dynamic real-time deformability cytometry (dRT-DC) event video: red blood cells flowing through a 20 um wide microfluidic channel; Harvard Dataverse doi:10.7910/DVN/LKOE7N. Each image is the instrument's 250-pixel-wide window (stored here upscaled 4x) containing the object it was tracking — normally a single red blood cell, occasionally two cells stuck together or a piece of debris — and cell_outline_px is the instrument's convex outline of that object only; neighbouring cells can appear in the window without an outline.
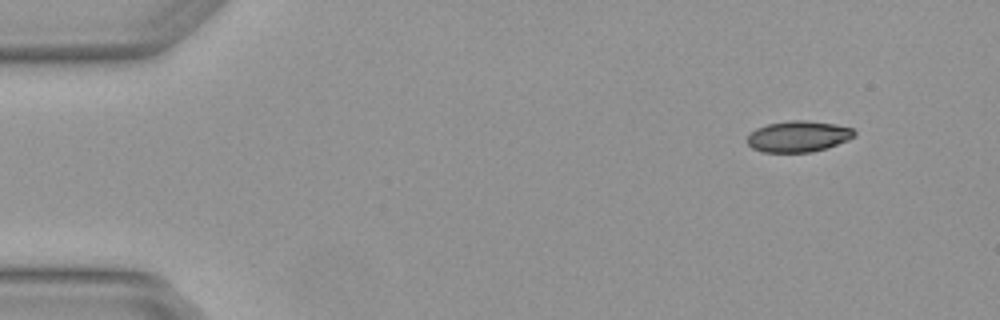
{"species": "Egyptian fruit bat (a non-hibernating species)", "species_latin": "Rousettus aegyptiacus", "temperature_condition": "warm", "stored_images_in_passage": 2, "camera_frame_rate_fps": 3000, "um_per_image_px": 0.085, "animal": {"sex": "female"}, "frame": {"image": 1, "passage_image": 2, "time_ms": 0.333, "image_size_px": [1000, 320], "cell_outline_px": [[856, 136], [848, 140], [812, 152], [764, 152], [752, 148], [744, 140], [756, 128], [768, 124], [788, 120], [808, 120], [836, 124], [852, 128], [856, 132]], "centroid_in_image_um": [67.85, 11.58], "position_along_channel_um": 17.2, "area_um2": 19.48}}